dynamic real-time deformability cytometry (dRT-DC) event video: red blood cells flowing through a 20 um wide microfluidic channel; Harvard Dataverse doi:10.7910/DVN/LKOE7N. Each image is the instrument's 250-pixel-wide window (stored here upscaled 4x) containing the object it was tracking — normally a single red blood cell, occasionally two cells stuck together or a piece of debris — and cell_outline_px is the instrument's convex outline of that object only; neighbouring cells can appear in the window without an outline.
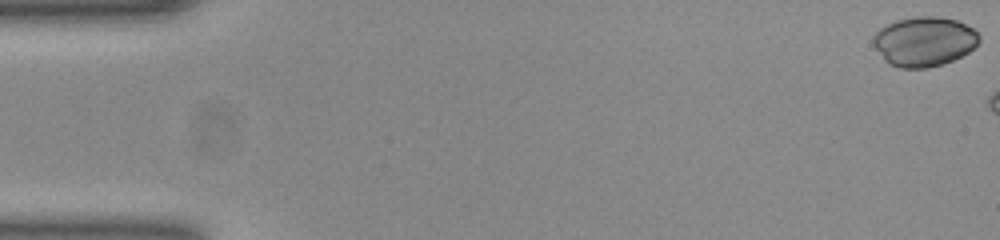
{"species": "common noctule bat (a hibernating species)", "species_latin": "Nyctalus noctula", "temperature_condition": "room temperature", "stored_images_in_passage": 6, "camera_frame_rate_fps": 3000, "um_per_image_px": 0.085, "animal": {"sex": "female", "body_mass_g": 23.0, "forearm_length_mm": 53.4}, "frame": {"image": 1, "passage_image": 1, "time_ms": 0.0, "image_size_px": [1000, 240], "cell_outline_px": [[980, 40], [968, 52], [944, 64], [928, 68], [900, 68], [888, 64], [884, 60], [872, 44], [872, 36], [880, 28], [896, 20], [916, 16], [936, 16], [956, 20], [972, 28], [980, 36]], "centroid_in_image_um": [78.51, 3.53], "position_along_channel_um": 6.5, "area_um2": 30.69}}